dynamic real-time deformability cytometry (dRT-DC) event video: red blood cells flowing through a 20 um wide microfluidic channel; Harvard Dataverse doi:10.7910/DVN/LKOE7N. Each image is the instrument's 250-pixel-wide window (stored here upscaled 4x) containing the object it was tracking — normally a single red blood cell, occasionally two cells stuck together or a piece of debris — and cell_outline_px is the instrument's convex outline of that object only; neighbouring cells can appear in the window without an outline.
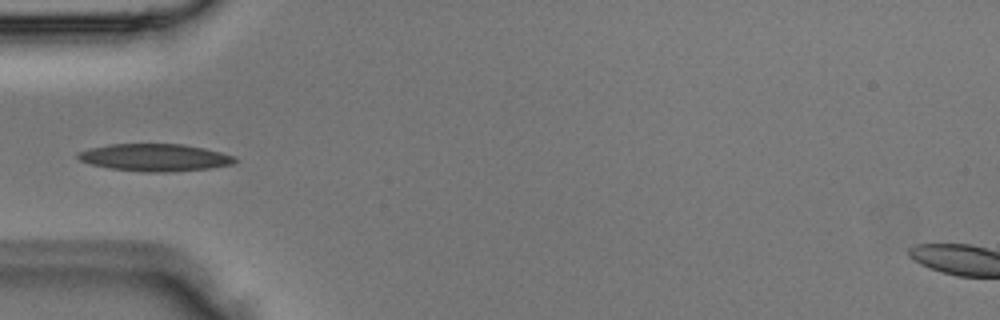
{"species": "Egyptian fruit bat (a non-hibernating species)", "species_latin": "Rousettus aegyptiacus", "temperature_condition": "room temperature", "stored_images_in_passage": 3, "camera_frame_rate_fps": 3000, "um_per_image_px": 0.085, "animal": {"sex": "male"}, "frame": {"image": 1, "passage_image": 3, "time_ms": 0.667, "image_size_px": [1000, 320], "cell_outline_px": [[236, 164], [208, 168], [168, 172], [144, 172], [108, 168], [92, 164], [80, 160], [76, 156], [76, 152], [108, 144], [184, 144], [204, 148], [236, 156]], "centroid_in_image_um": [13.18, 13.39], "position_along_channel_um": 71.8, "area_um2": 25.03}}